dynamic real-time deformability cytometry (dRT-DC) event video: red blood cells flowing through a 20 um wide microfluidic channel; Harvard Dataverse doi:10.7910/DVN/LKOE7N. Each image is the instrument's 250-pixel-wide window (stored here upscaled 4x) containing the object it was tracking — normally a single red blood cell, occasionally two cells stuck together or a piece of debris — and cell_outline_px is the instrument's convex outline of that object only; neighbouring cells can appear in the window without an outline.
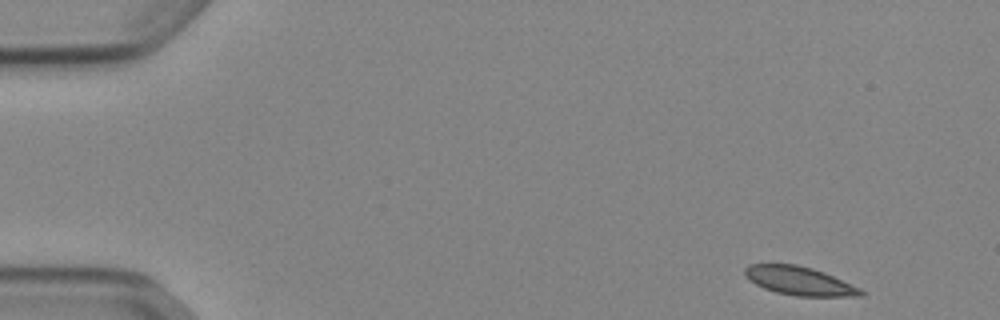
{"species": "Egyptian fruit bat (a non-hibernating species)", "species_latin": "Rousettus aegyptiacus", "temperature_condition": "cold", "stored_images_in_passage": 49, "camera_frame_rate_fps": 3000, "um_per_image_px": 0.085, "animal": {"sex": "female"}, "frame": {"image": 1, "passage_image": 1, "time_ms": 0.0, "image_size_px": [1000, 320], "cell_outline_px": [[864, 296], [796, 296], [776, 292], [764, 288], [756, 284], [744, 276], [744, 268], [748, 264], [796, 264], [812, 268], [824, 272], [860, 288], [864, 292]], "centroid_in_image_um": [67.93, 23.87], "position_along_channel_um": 17.1, "area_um2": 19.25}}
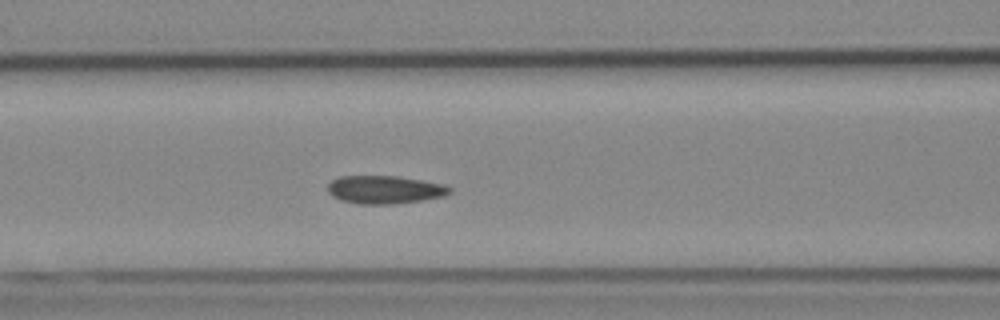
{"frame": {"image": 2, "passage_image": 19, "time_ms": 6.0, "image_size_px": [1000, 320], "cell_outline_px": [[452, 192], [444, 196], [420, 200], [392, 204], [360, 204], [340, 200], [332, 196], [328, 192], [328, 184], [332, 180], [340, 176], [396, 176], [444, 184], [452, 188]], "centroid_in_image_um": [32.69, 16.12], "position_along_channel_um": 133.9, "area_um2": 19.88}}
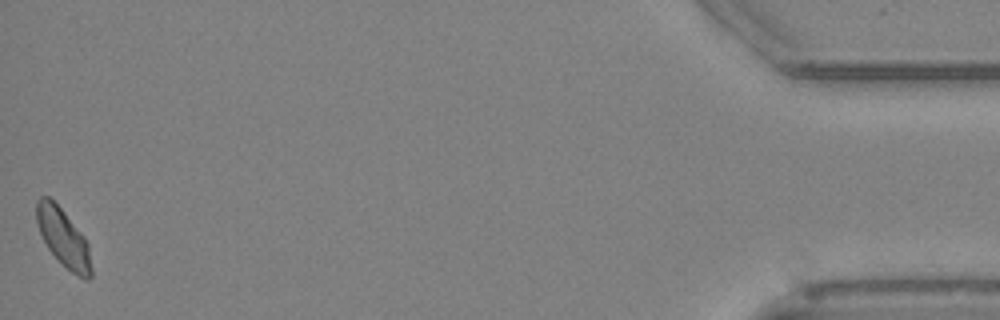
{"frame": {"image": 3, "passage_image": 49, "time_ms": 16.0, "image_size_px": [1000, 320], "cell_outline_px": [[92, 276], [88, 280], [84, 280], [72, 272], [48, 248], [40, 232], [36, 220], [36, 200], [40, 196], [48, 196], [64, 212], [84, 236], [88, 244], [92, 268]], "centroid_in_image_um": [5.4, 20.21], "position_along_channel_um": 429.8, "area_um2": 18.21}, "authors_computed_cell_mechanics": {"area_um2": 19.4208, "velocity_mm_per_s": 3.8535, "shape_relaxation_time_tau1_ms": 9.2711, "shape_relaxation_time_tau2_ms": null, "deformation_change_tau1": 0.1363, "deformation_change_tau2": null}}